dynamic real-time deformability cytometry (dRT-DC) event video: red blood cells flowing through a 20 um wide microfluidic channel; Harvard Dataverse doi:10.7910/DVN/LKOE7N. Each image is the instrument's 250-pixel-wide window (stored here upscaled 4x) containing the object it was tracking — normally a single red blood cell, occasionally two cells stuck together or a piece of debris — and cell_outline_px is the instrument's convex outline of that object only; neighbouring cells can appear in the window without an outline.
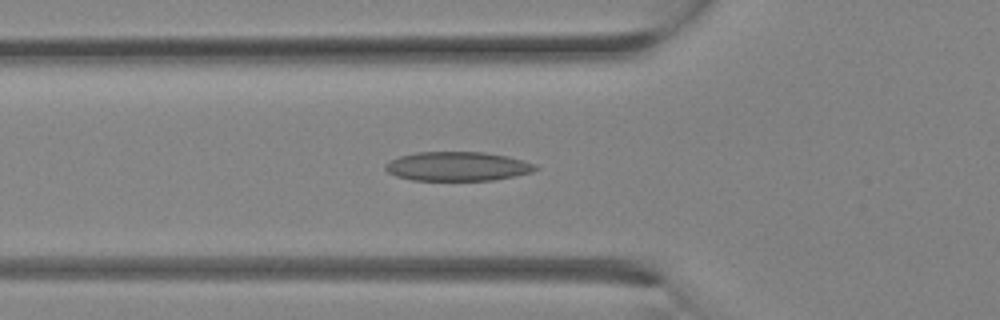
{"species": "Egyptian fruit bat (a non-hibernating species)", "species_latin": "Rousettus aegyptiacus", "temperature_condition": "room temperature", "stored_images_in_passage": 8, "camera_frame_rate_fps": 3000, "um_per_image_px": 0.085, "animal": {"sex": "female"}, "frame": {"image": 1, "passage_image": 4, "time_ms": 1.0, "image_size_px": [1000, 320], "cell_outline_px": [[540, 168], [532, 172], [516, 176], [492, 180], [412, 180], [396, 176], [388, 172], [384, 168], [384, 164], [400, 156], [416, 152], [484, 152], [508, 156], [524, 160], [536, 164]], "centroid_in_image_um": [38.92, 14.14], "position_along_channel_um": 86.9, "area_um2": 25.61}}
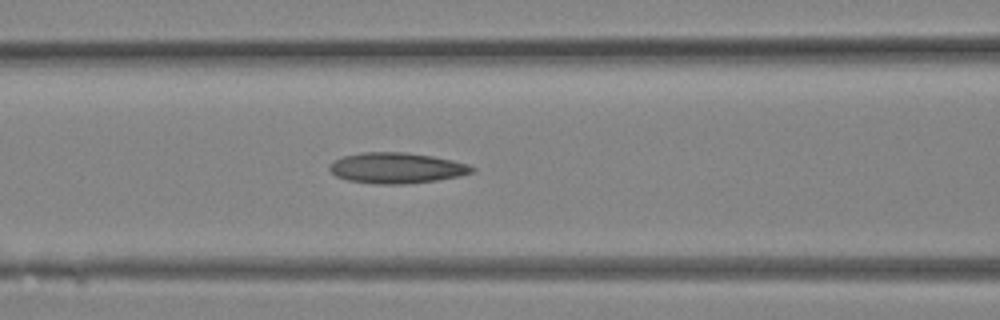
{"frame": {"image": 2, "passage_image": 6, "time_ms": 1.667, "image_size_px": [1000, 320], "cell_outline_px": [[476, 168], [472, 172], [460, 176], [436, 180], [404, 184], [372, 184], [348, 180], [336, 176], [328, 168], [328, 164], [332, 160], [344, 156], [364, 152], [404, 152], [432, 156], [452, 160], [468, 164]], "centroid_in_image_um": [33.68, 14.28], "position_along_channel_um": 132.9, "area_um2": 25.55}}
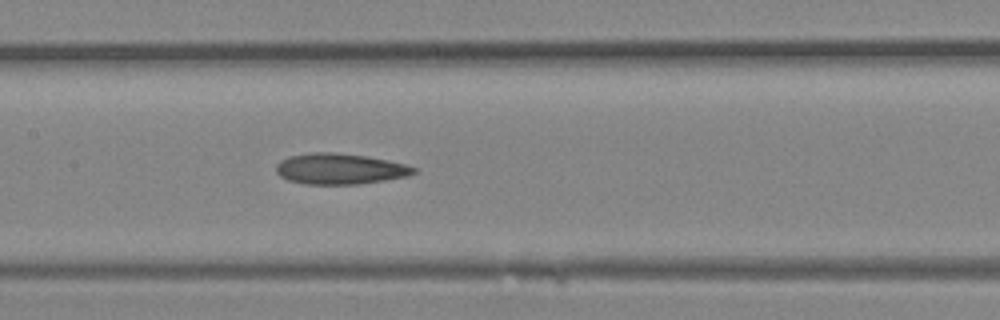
{"frame": {"image": 3, "passage_image": 8, "time_ms": 2.333, "image_size_px": [1000, 320], "cell_outline_px": [[416, 172], [408, 176], [360, 184], [304, 184], [288, 180], [280, 176], [276, 172], [276, 164], [280, 160], [288, 156], [308, 152], [332, 152], [364, 156], [388, 160], [404, 164], [416, 168]], "centroid_in_image_um": [28.84, 14.35], "position_along_channel_um": 178.6, "area_um2": 24.74}}